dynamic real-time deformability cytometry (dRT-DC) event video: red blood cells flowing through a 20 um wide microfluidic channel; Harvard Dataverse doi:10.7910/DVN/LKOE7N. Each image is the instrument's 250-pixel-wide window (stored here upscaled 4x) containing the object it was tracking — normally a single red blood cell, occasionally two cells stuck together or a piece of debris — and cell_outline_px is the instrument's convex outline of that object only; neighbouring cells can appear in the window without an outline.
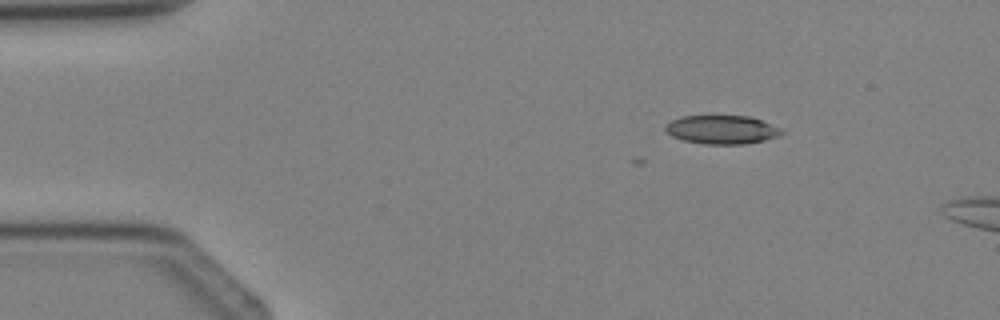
{"species": "Egyptian fruit bat (a non-hibernating species)", "species_latin": "Rousettus aegyptiacus", "temperature_condition": "cold", "stored_images_in_passage": 4, "camera_frame_rate_fps": 3000, "um_per_image_px": 0.085, "animal": {"sex": "female"}, "frame": {"image": 1, "passage_image": 3, "time_ms": 2.333, "image_size_px": [1000, 320], "cell_outline_px": [[784, 132], [780, 136], [764, 140], [744, 144], [704, 144], [684, 140], [672, 136], [664, 128], [672, 120], [680, 116], [748, 116], [760, 120], [780, 128]], "centroid_in_image_um": [61.36, 11.02], "position_along_channel_um": 23.6, "area_um2": 19.19}}